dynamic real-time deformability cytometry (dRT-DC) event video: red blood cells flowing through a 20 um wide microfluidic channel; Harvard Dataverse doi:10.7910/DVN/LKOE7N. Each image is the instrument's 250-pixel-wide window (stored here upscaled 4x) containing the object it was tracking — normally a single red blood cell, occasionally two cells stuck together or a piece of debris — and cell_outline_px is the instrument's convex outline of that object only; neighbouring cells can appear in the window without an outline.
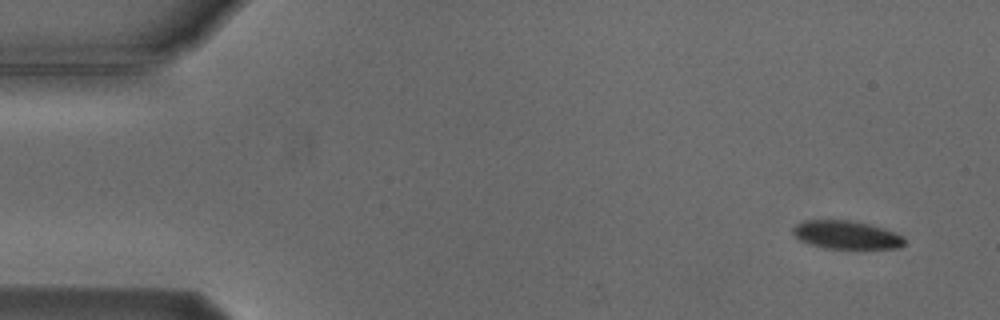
{"species": "Egyptian fruit bat (a non-hibernating species)", "species_latin": "Rousettus aegyptiacus", "temperature_condition": "cold", "stored_images_in_passage": 5, "camera_frame_rate_fps": 3000, "um_per_image_px": 0.085, "animal": {"sex": "male"}, "frame": {"image": 1, "passage_image": 1, "time_ms": 0.0, "image_size_px": [1000, 320], "cell_outline_px": [[904, 244], [900, 248], [824, 248], [808, 244], [800, 240], [792, 232], [792, 228], [796, 224], [804, 220], [848, 220], [868, 224], [884, 228], [896, 232], [904, 236]], "centroid_in_image_um": [71.94, 19.96], "position_along_channel_um": 13.1, "area_um2": 18.38}}
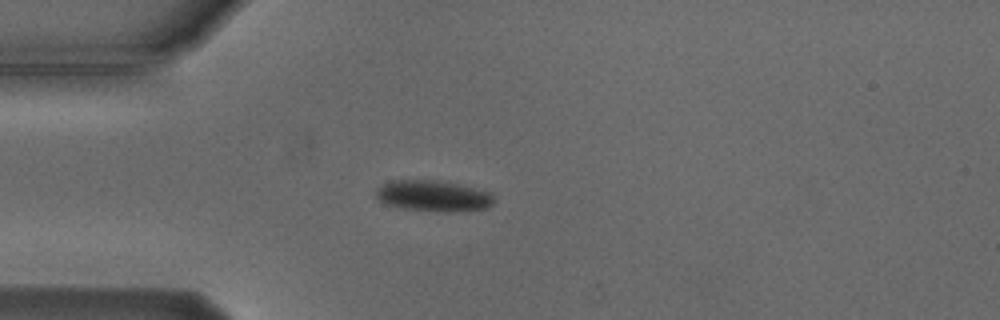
{"frame": {"image": 2, "passage_image": 4, "time_ms": 3.667, "image_size_px": [1000, 320], "cell_outline_px": [[496, 200], [488, 208], [468, 212], [436, 212], [400, 208], [384, 204], [376, 196], [376, 188], [392, 180], [440, 180], [492, 192]], "centroid_in_image_um": [36.88, 16.67], "position_along_channel_um": 48.1, "area_um2": 21.91}}